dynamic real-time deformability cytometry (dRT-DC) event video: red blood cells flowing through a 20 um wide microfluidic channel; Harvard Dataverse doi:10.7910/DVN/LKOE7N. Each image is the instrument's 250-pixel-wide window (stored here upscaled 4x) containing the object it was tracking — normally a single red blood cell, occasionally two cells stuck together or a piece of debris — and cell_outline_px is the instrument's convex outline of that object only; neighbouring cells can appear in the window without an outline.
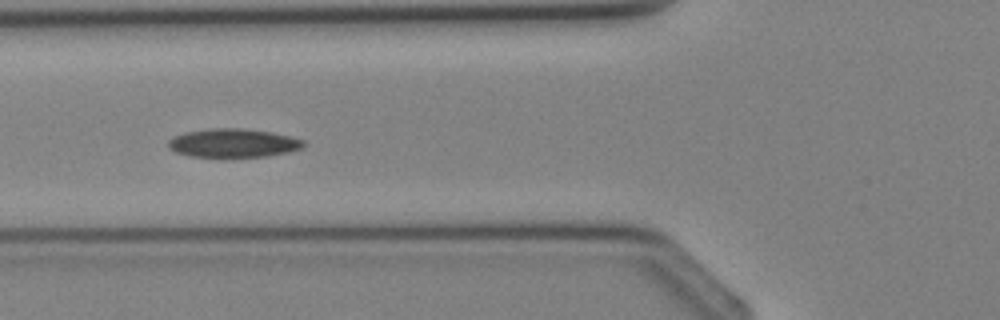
{"species": "Egyptian fruit bat (a non-hibernating species)", "species_latin": "Rousettus aegyptiacus", "temperature_condition": "cold", "stored_images_in_passage": 4, "camera_frame_rate_fps": 3000, "um_per_image_px": 0.085, "animal": {"sex": "female"}, "frame": {"image": 1, "passage_image": 4, "time_ms": 3.667, "image_size_px": [1000, 320], "cell_outline_px": [[304, 144], [300, 148], [288, 152], [264, 156], [188, 156], [176, 152], [168, 148], [168, 140], [172, 136], [184, 132], [208, 128], [244, 128], [272, 132], [292, 136], [304, 140]], "centroid_in_image_um": [19.78, 12.13], "position_along_channel_um": 106.0, "area_um2": 22.54}}